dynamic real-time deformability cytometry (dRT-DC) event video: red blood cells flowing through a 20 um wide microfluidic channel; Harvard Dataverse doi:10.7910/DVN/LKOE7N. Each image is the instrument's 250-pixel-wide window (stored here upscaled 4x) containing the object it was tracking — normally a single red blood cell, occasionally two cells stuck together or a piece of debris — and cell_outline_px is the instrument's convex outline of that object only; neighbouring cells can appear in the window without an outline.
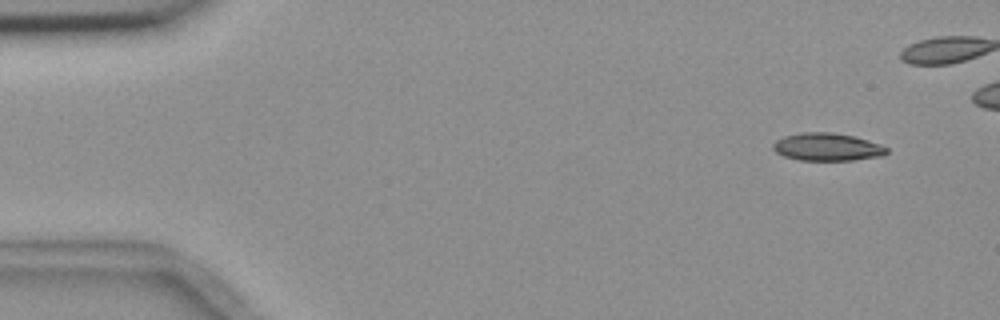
{"species": "common noctule bat (a hibernating species)", "species_latin": "Nyctalus noctula", "temperature_condition": "room temperature", "stored_images_in_passage": 7, "camera_frame_rate_fps": 3000, "um_per_image_px": 0.085, "animal": {"sex": "female", "body_mass_g": 18.4}, "frame": {"image": 1, "passage_image": 1, "time_ms": 0.0, "image_size_px": [1000, 320], "cell_outline_px": [[888, 152], [884, 156], [852, 160], [800, 160], [784, 156], [776, 152], [772, 148], [772, 144], [776, 140], [784, 136], [800, 132], [832, 132], [852, 136], [868, 140], [880, 144], [888, 148]], "centroid_in_image_um": [70.31, 12.49], "position_along_channel_um": 14.7, "area_um2": 18.44}}
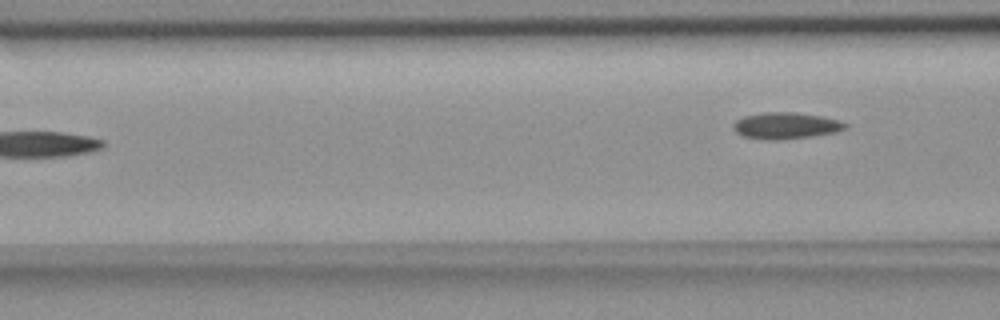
{"frame": {"image": 2, "passage_image": 7, "time_ms": 7.0, "image_size_px": [1000, 320], "cell_outline_px": [[848, 128], [836, 132], [812, 136], [780, 140], [764, 140], [744, 136], [736, 132], [732, 128], [732, 124], [736, 120], [744, 116], [764, 112], [796, 112], [820, 116], [840, 120], [848, 124]], "centroid_in_image_um": [66.8, 10.68], "position_along_channel_um": 99.8, "area_um2": 17.46}}